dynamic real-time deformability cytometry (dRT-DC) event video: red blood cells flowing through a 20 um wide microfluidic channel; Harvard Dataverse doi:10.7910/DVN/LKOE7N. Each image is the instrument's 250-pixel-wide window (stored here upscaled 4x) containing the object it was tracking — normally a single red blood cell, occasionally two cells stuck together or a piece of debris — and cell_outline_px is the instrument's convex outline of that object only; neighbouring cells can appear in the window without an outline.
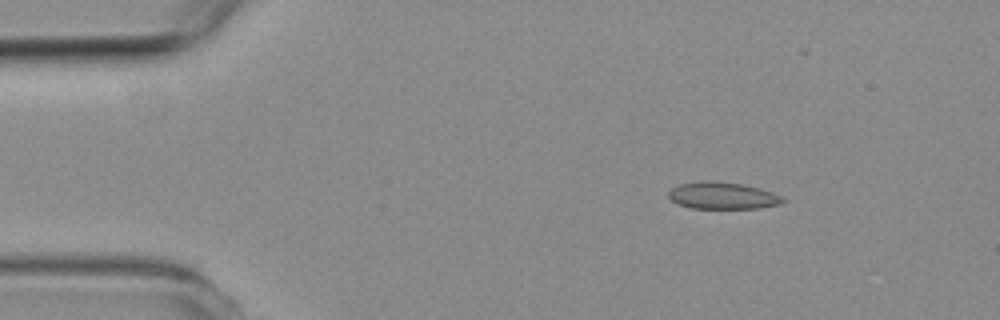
{"species": "common noctule bat (a hibernating species)", "species_latin": "Nyctalus noctula", "temperature_condition": "room temperature", "stored_images_in_passage": 4, "camera_frame_rate_fps": 3000, "um_per_image_px": 0.085, "animal": {"sex": "female", "body_mass_g": 19.3, "forearm_length_mm": 54.1}, "frame": {"image": 1, "passage_image": 2, "time_ms": 1.333, "image_size_px": [1000, 320], "cell_outline_px": [[784, 200], [780, 204], [760, 208], [692, 208], [680, 204], [672, 200], [668, 196], [668, 192], [672, 188], [680, 184], [704, 180], [712, 180], [740, 184], [760, 188], [772, 192], [780, 196]], "centroid_in_image_um": [61.4, 16.62], "position_along_channel_um": 23.6, "area_um2": 17.74}}